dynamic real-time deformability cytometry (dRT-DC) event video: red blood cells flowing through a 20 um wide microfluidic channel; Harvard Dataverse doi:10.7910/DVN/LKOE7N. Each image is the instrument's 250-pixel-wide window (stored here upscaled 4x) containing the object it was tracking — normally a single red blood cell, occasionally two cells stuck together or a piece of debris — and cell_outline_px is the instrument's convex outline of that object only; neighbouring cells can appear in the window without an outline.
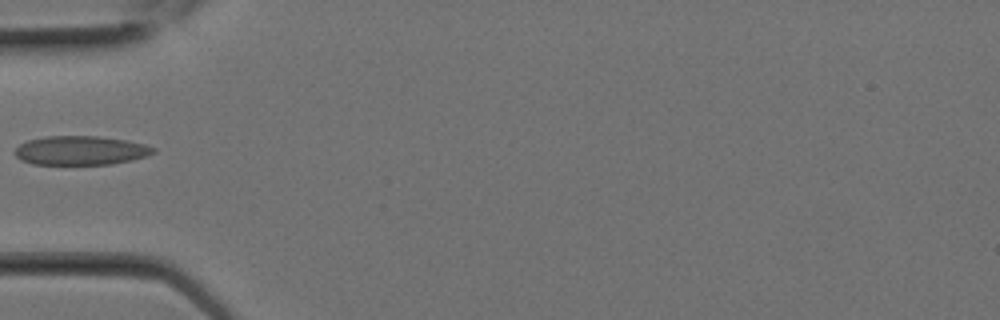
{"species": "Egyptian fruit bat (a non-hibernating species)", "species_latin": "Rousettus aegyptiacus", "temperature_condition": "room temperature", "stored_images_in_passage": 3, "camera_frame_rate_fps": 3000, "um_per_image_px": 0.085, "animal": {"sex": "female"}, "frame": {"image": 1, "passage_image": 3, "time_ms": 0.667, "image_size_px": [1000, 320], "cell_outline_px": [[156, 152], [148, 156], [132, 160], [112, 164], [32, 164], [20, 160], [12, 152], [20, 144], [28, 140], [44, 136], [96, 136], [128, 140], [144, 144], [156, 148]], "centroid_in_image_um": [6.86, 12.79], "position_along_channel_um": 78.1, "area_um2": 23.64}}